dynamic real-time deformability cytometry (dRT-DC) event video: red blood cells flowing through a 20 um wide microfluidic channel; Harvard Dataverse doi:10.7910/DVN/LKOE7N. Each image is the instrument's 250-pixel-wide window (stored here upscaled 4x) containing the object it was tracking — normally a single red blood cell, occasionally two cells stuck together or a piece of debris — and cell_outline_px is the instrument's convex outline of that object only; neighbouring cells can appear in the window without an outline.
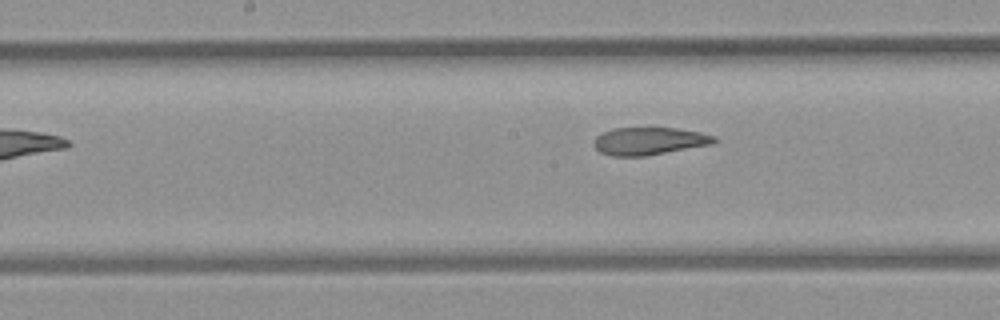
{"species": "common noctule bat (a hibernating species)", "species_latin": "Nyctalus noctula", "temperature_condition": "room temperature", "stored_images_in_passage": 7, "camera_frame_rate_fps": 3000, "um_per_image_px": 0.085, "animal": {"sex": "female", "body_mass_g": 21.9}, "frame": {"image": 1, "passage_image": 7, "time_ms": 7.0, "image_size_px": [1000, 320], "cell_outline_px": [[720, 140], [716, 144], [644, 156], [612, 156], [600, 152], [592, 144], [596, 136], [612, 128], [676, 128], [700, 132], [716, 136]], "centroid_in_image_um": [55.24, 11.99], "position_along_channel_um": 193.0, "area_um2": 19.59}}